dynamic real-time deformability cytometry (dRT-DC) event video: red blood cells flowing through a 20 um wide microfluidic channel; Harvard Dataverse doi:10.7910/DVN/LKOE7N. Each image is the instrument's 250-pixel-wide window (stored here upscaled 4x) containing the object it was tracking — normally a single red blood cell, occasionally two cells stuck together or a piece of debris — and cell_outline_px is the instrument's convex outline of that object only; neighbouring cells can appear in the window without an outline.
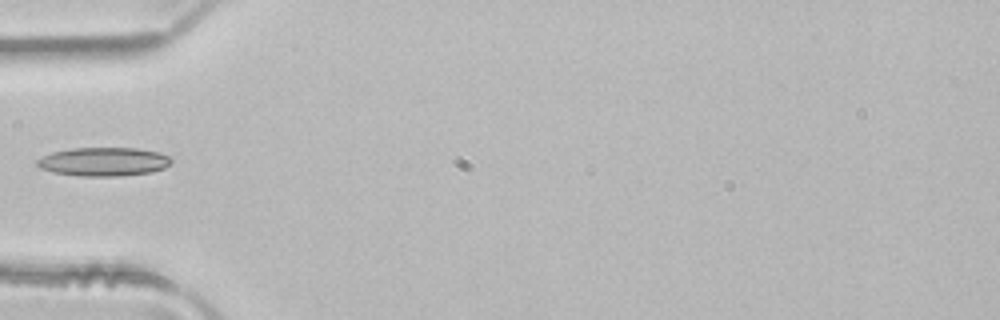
{"species": "common noctule bat (a hibernating species)", "species_latin": "Nyctalus noctula", "temperature_condition": "room temperature", "stored_images_in_passage": 3, "camera_frame_rate_fps": 3000, "um_per_image_px": 0.085, "animal": {"sex": "male", "body_mass_g": 21.5, "forearm_length_mm": 52.0}, "frame": {"image": 1, "passage_image": 3, "time_ms": 0.667, "image_size_px": [1000, 320], "cell_outline_px": [[172, 160], [164, 168], [152, 172], [120, 176], [80, 176], [52, 172], [40, 168], [36, 164], [36, 160], [52, 152], [72, 148], [136, 148], [160, 152], [168, 156]], "centroid_in_image_um": [8.8, 13.74], "position_along_channel_um": 76.2, "area_um2": 22.43}}